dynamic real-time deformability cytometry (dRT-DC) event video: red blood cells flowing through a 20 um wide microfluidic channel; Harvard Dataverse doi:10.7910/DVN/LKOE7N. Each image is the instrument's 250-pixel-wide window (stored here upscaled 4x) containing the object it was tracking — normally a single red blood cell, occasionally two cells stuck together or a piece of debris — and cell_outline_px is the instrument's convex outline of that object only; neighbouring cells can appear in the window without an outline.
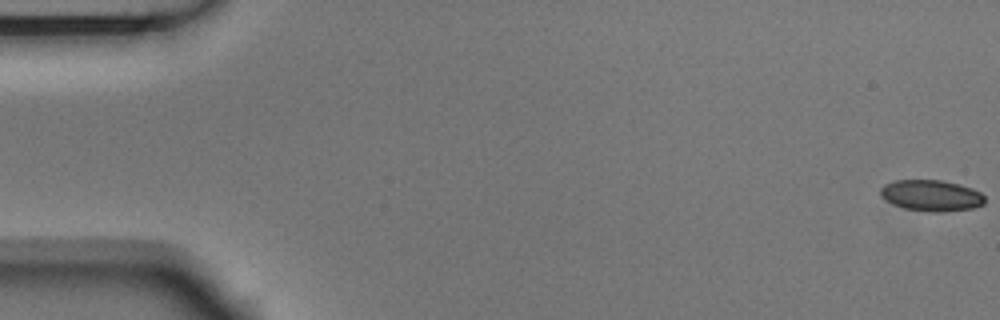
{"species": "Egyptian fruit bat (a non-hibernating species)", "species_latin": "Rousettus aegyptiacus", "temperature_condition": "room temperature", "stored_images_in_passage": 11, "camera_frame_rate_fps": 3000, "um_per_image_px": 0.085, "animal": {"sex": "male"}, "frame": {"image": 1, "passage_image": 1, "time_ms": 0.0, "image_size_px": [1000, 320], "cell_outline_px": [[984, 204], [972, 208], [932, 212], [928, 212], [904, 208], [892, 204], [884, 200], [880, 196], [880, 188], [884, 184], [896, 180], [940, 180], [972, 188], [980, 192], [984, 196]], "centroid_in_image_um": [79.1, 16.62], "position_along_channel_um": 5.9, "area_um2": 18.84}}